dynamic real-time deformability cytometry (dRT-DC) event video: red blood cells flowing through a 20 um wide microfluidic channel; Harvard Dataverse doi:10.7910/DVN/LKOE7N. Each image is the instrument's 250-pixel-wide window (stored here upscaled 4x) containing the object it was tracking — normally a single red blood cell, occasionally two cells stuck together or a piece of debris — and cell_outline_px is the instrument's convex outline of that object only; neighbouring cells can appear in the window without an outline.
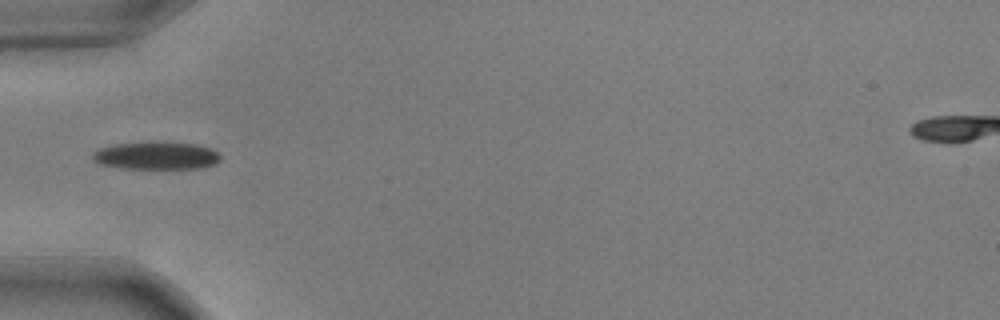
{"species": "common noctule bat (a hibernating species)", "species_latin": "Nyctalus noctula", "temperature_condition": "warm", "stored_images_in_passage": 37, "camera_frame_rate_fps": 3000, "um_per_image_px": 0.085, "animal": {"sex": "male", "body_mass_g": 17.9, "forearm_length_mm": 54.2}, "frame": {"image": 1, "passage_image": 1, "time_ms": 0.0, "image_size_px": [1000, 320], "cell_outline_px": [[220, 160], [216, 164], [204, 168], [124, 168], [100, 164], [92, 156], [92, 152], [100, 148], [116, 144], [160, 140], [196, 144], [212, 148], [220, 152]], "centroid_in_image_um": [13.36, 13.2], "position_along_channel_um": 71.6, "area_um2": 21.04}}
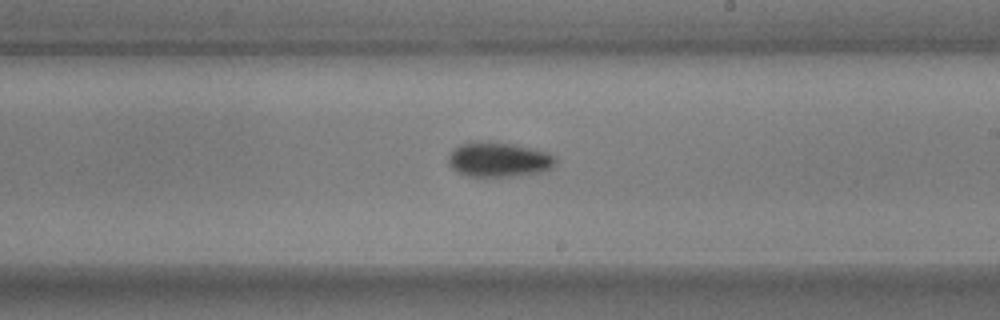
{"frame": {"image": 2, "passage_image": 15, "time_ms": 4.667, "image_size_px": [1000, 320], "cell_outline_px": [[556, 160], [552, 168], [540, 172], [520, 176], [468, 176], [456, 172], [448, 164], [448, 156], [460, 144], [480, 140], [488, 140], [516, 144], [548, 152], [556, 156]], "centroid_in_image_um": [42.4, 13.55], "position_along_channel_um": 246.6, "area_um2": 22.08}}
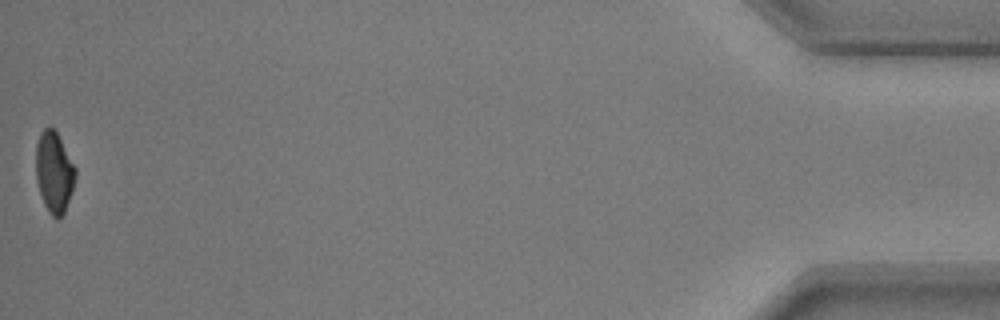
{"frame": {"image": 3, "passage_image": 37, "time_ms": 12.0, "image_size_px": [1000, 320], "cell_outline_px": [[76, 176], [72, 192], [64, 212], [56, 220], [48, 212], [44, 204], [36, 180], [36, 144], [40, 132], [44, 128], [56, 128], [76, 168]], "centroid_in_image_um": [4.61, 14.6], "position_along_channel_um": 430.6, "area_um2": 18.84}, "authors_computed_cell_mechanics": {"area_um2": 20.3456, "velocity_mm_per_s": 3.7468, "shape_relaxation_time_tau1_ms": 2.4928, "shape_relaxation_time_tau2_ms": 7.7473, "deformation_change_tau1": 0.1477, "deformation_change_tau2": 0.1146}}